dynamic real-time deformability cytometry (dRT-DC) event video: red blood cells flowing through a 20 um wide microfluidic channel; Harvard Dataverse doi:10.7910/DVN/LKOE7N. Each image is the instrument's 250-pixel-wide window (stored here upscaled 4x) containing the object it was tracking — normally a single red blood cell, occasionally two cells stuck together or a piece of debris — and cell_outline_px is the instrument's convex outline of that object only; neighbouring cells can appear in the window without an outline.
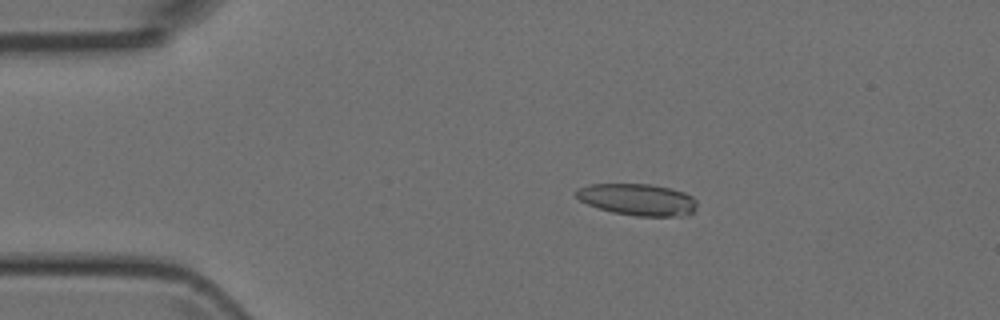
{"species": "Egyptian fruit bat (a non-hibernating species)", "species_latin": "Rousettus aegyptiacus", "temperature_condition": "room temperature", "stored_images_in_passage": 47, "camera_frame_rate_fps": 3000, "um_per_image_px": 0.085, "animal": {"sex": "female"}, "frame": {"image": 1, "passage_image": 7, "time_ms": 2.0, "image_size_px": [1000, 320], "cell_outline_px": [[696, 208], [688, 216], [636, 216], [612, 212], [588, 204], [580, 200], [576, 196], [576, 188], [588, 184], [652, 184], [684, 192], [692, 196], [696, 200]], "centroid_in_image_um": [54.21, 16.96], "position_along_channel_um": 30.8, "area_um2": 22.37}}
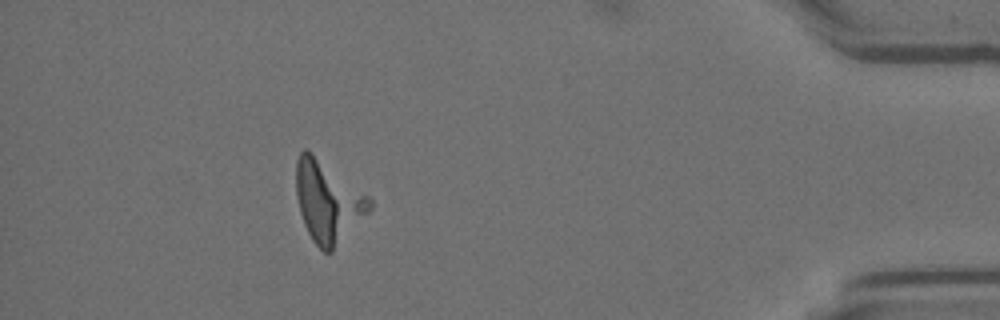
{"frame": {"image": 2, "passage_image": 42, "time_ms": 13.667, "image_size_px": [1000, 320], "cell_outline_px": [[372, 208], [332, 252], [324, 252], [312, 240], [304, 224], [300, 212], [296, 196], [296, 160], [300, 152], [304, 148], [308, 148], [368, 196], [372, 200]], "centroid_in_image_um": [27.84, 17.11], "position_along_channel_um": 407.4, "area_um2": 34.56}}